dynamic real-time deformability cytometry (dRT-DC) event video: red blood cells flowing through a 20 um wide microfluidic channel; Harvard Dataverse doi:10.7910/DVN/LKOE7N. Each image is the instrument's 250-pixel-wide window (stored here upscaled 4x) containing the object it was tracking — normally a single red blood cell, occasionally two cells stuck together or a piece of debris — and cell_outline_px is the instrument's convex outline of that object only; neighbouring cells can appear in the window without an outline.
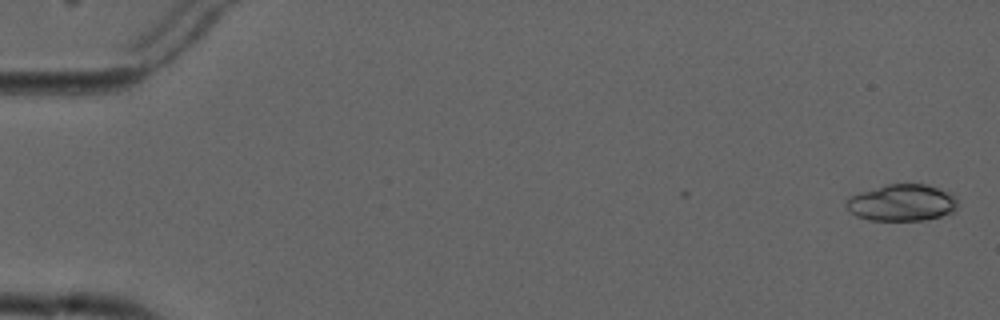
{"species": "common noctule bat (a hibernating species)", "species_latin": "Nyctalus noctula", "temperature_condition": "cold", "stored_images_in_passage": 5, "camera_frame_rate_fps": 3000, "um_per_image_px": 0.085, "animal": {"sex": "male", "forearm_length_mm": 52.5}, "frame": {"image": 1, "passage_image": 1, "time_ms": 0.0, "image_size_px": [1000, 320], "cell_outline_px": [[956, 212], [924, 220], [868, 220], [856, 216], [844, 204], [848, 196], [884, 184], [928, 184], [952, 192], [956, 196]], "centroid_in_image_um": [76.68, 17.22], "position_along_channel_um": 8.3, "area_um2": 24.16}}
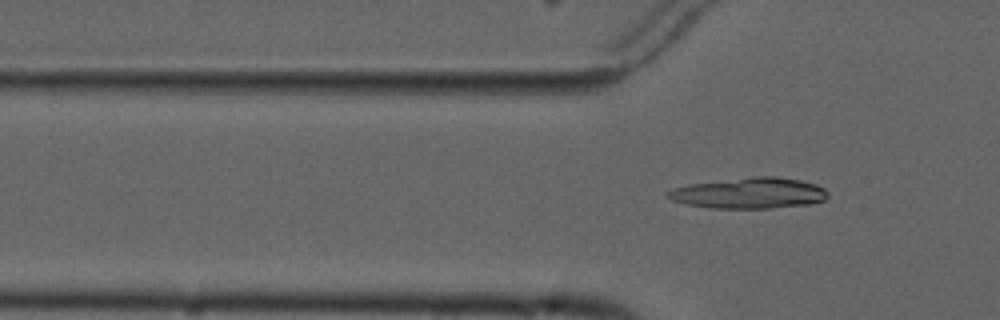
{"frame": {"image": 2, "passage_image": 5, "time_ms": 5.333, "image_size_px": [1000, 320], "cell_outline_px": [[828, 196], [824, 200], [812, 204], [768, 208], [712, 208], [688, 204], [672, 200], [664, 196], [668, 192], [676, 188], [692, 184], [752, 176], [776, 176], [800, 180], [816, 184], [824, 188], [828, 192]], "centroid_in_image_um": [63.75, 16.41], "position_along_channel_um": 62.1, "area_um2": 28.61}}